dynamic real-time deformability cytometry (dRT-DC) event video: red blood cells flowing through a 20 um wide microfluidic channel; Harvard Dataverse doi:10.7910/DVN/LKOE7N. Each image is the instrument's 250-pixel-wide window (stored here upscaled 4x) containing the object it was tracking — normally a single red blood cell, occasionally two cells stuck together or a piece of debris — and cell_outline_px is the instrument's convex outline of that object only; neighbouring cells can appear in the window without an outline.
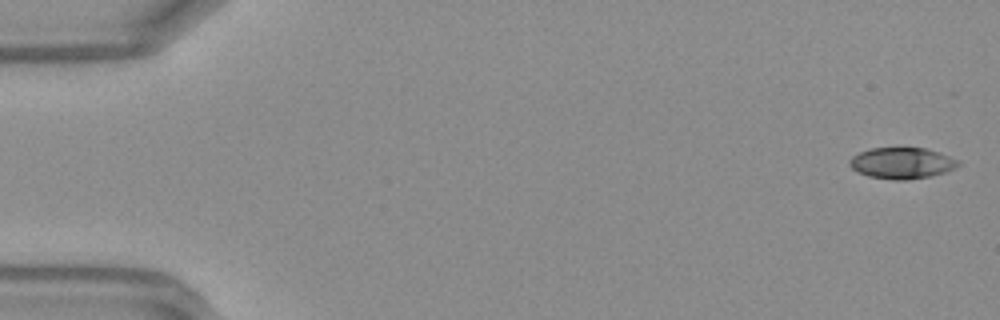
{"species": "Egyptian fruit bat (a non-hibernating species)", "species_latin": "Rousettus aegyptiacus", "temperature_condition": "warm", "stored_images_in_passage": 43, "camera_frame_rate_fps": 3000, "um_per_image_px": 0.085, "frame": {"image": 1, "passage_image": 1, "time_ms": 0.0, "image_size_px": [1000, 320], "cell_outline_px": [[960, 164], [944, 172], [932, 176], [908, 180], [892, 180], [868, 176], [856, 172], [848, 164], [848, 160], [852, 156], [860, 152], [872, 148], [924, 148], [940, 152], [960, 160]], "centroid_in_image_um": [76.64, 13.87], "position_along_channel_um": 8.4, "area_um2": 19.88}}
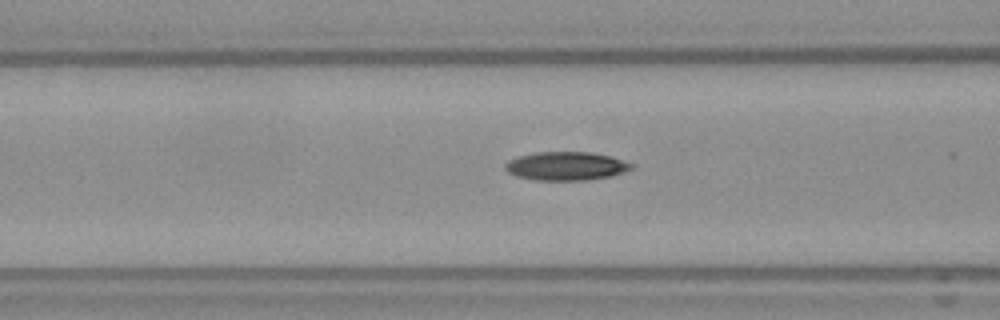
{"frame": {"image": 2, "passage_image": 19, "time_ms": 6.0, "image_size_px": [1000, 320], "cell_outline_px": [[636, 168], [612, 176], [588, 180], [536, 180], [516, 176], [508, 172], [504, 168], [504, 164], [508, 160], [520, 156], [536, 152], [592, 152], [612, 156], [636, 164]], "centroid_in_image_um": [48.18, 14.11], "position_along_channel_um": 118.4, "area_um2": 21.33}}
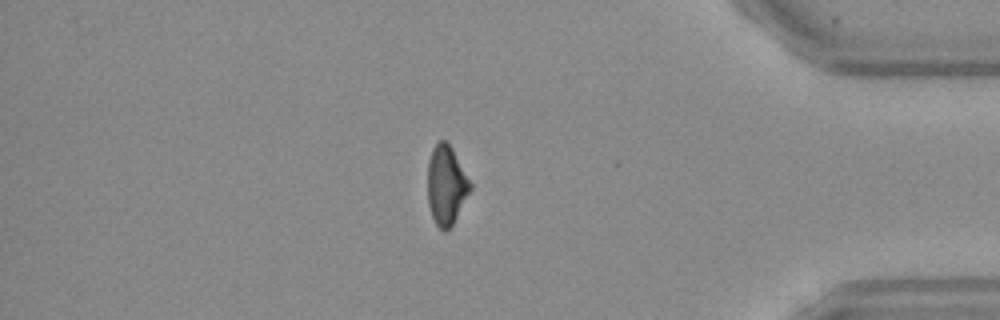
{"frame": {"image": 3, "passage_image": 41, "time_ms": 13.333, "image_size_px": [1000, 320], "cell_outline_px": [[472, 188], [452, 224], [444, 232], [436, 224], [432, 216], [428, 204], [428, 160], [432, 148], [440, 140], [444, 140], [452, 148], [472, 184]], "centroid_in_image_um": [37.92, 15.72], "position_along_channel_um": 397.3, "area_um2": 19.42}, "authors_computed_cell_mechanics": {"area_um2": 20.3456, "velocity_mm_per_s": 4.2389, "shape_relaxation_time_tau1_ms": 6.4612, "shape_relaxation_time_tau2_ms": 6.3602, "deformation_change_tau1": 0.1923, "deformation_change_tau2": 0.1477}}